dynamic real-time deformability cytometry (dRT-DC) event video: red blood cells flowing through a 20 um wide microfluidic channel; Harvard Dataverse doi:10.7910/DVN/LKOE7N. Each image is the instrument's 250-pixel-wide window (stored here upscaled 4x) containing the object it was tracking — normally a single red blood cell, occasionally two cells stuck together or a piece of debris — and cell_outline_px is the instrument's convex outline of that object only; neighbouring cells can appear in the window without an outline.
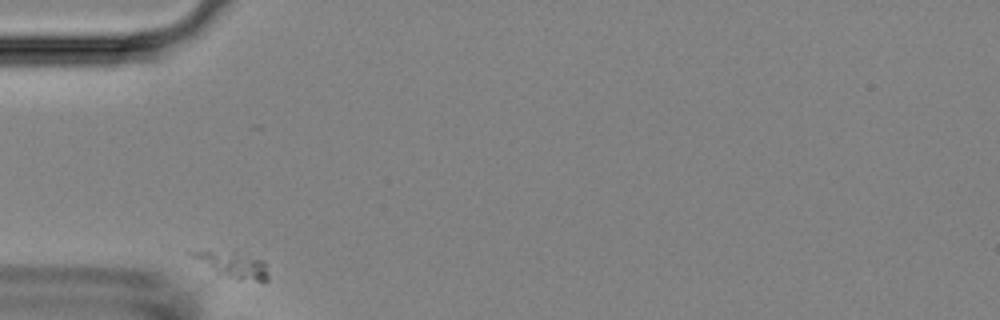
{"species": "Egyptian fruit bat (a non-hibernating species)", "species_latin": "Rousettus aegyptiacus", "temperature_condition": "room temperature", "stored_images_in_passage": 34, "camera_frame_rate_fps": 3000, "um_per_image_px": 0.085, "animal": {"sex": "female"}, "frame": {"image": 1, "passage_image": 1, "time_ms": 0.0, "image_size_px": [1000, 320], "cell_outline_px": [[268, 280], [236, 280], [216, 276], [192, 256], [188, 252], [204, 248], [236, 248], [264, 260], [268, 272]], "centroid_in_image_um": [19.71, 22.41], "position_along_channel_um": 65.3, "area_um2": 13.06}}
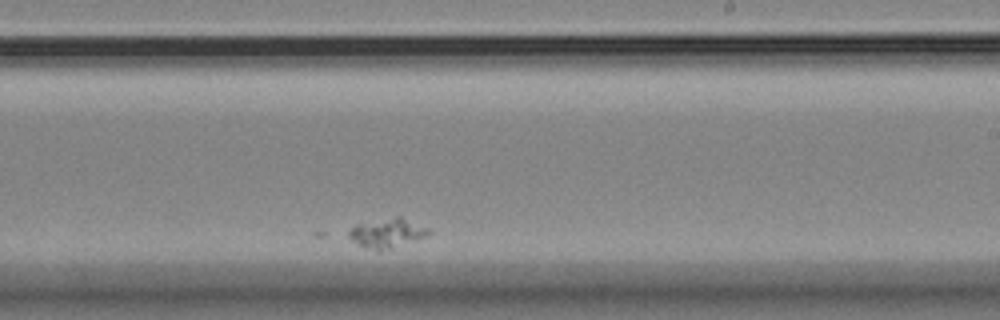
{"frame": {"image": 2, "passage_image": 22, "time_ms": 7.0, "image_size_px": [1000, 320], "cell_outline_px": [[432, 232], [428, 236], [380, 252], [376, 252], [364, 248], [352, 240], [348, 236], [348, 232], [356, 224], [396, 216], [400, 216], [428, 228]], "centroid_in_image_um": [32.91, 19.83], "position_along_channel_um": 256.1, "area_um2": 13.81}}
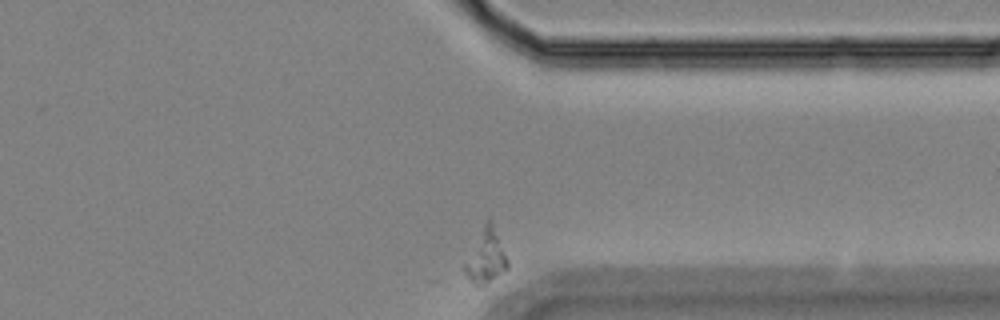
{"frame": {"image": 3, "passage_image": 34, "time_ms": 11.0, "image_size_px": [1000, 320], "cell_outline_px": [[508, 268], [504, 272], [484, 284], [472, 284], [464, 272], [464, 264], [488, 216], [492, 224], [508, 260]], "centroid_in_image_um": [41.3, 21.84], "position_along_channel_um": 370.1, "area_um2": 12.72}}